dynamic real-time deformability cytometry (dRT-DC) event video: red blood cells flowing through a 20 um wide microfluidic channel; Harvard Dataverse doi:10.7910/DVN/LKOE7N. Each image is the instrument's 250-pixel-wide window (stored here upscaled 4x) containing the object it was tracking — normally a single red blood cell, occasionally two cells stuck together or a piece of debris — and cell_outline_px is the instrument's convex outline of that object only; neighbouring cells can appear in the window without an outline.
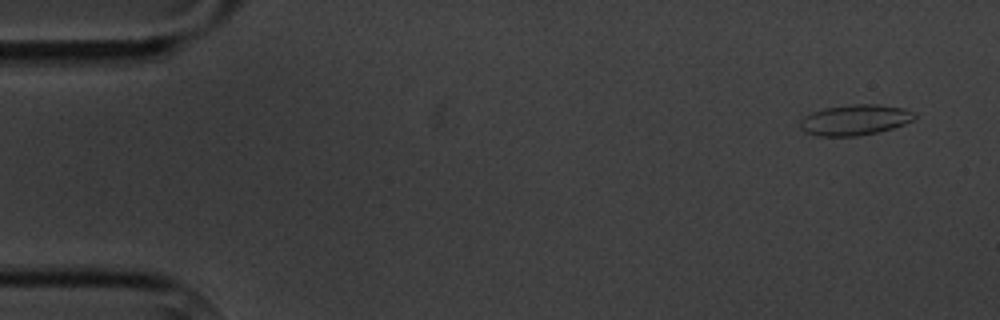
{"species": "common noctule bat (a hibernating species)", "species_latin": "Nyctalus noctula", "temperature_condition": "cold", "stored_images_in_passage": 5, "camera_frame_rate_fps": 3000, "um_per_image_px": 0.085, "animal": {"sex": "male", "body_mass_g": 20.1, "forearm_length_mm": 53.5}, "frame": {"image": 1, "passage_image": 1, "time_ms": 0.0, "image_size_px": [1000, 320], "cell_outline_px": [[916, 116], [912, 120], [904, 124], [892, 128], [876, 132], [856, 136], [816, 136], [804, 132], [800, 128], [800, 120], [804, 116], [812, 112], [824, 108], [852, 104], [876, 104], [904, 108], [916, 112]], "centroid_in_image_um": [72.65, 10.19], "position_along_channel_um": 12.4, "area_um2": 20.46}}